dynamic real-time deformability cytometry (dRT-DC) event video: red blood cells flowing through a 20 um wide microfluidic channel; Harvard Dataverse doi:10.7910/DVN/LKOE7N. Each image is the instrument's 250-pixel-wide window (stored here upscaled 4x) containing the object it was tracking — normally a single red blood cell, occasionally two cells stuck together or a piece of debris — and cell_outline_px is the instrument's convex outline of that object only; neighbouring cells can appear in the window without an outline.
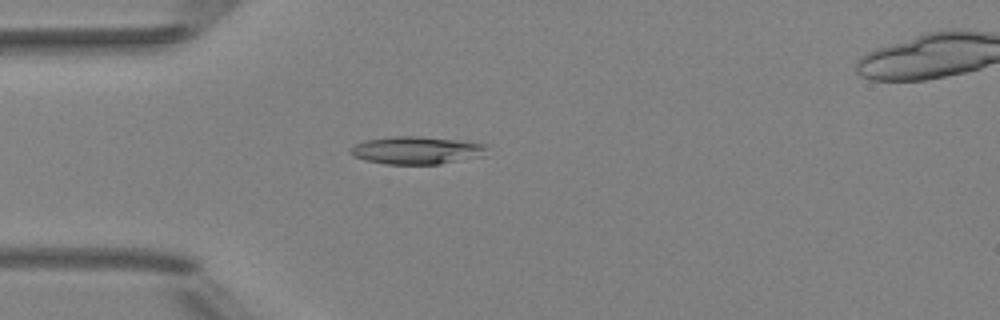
{"species": "Egyptian fruit bat (a non-hibernating species)", "species_latin": "Rousettus aegyptiacus", "temperature_condition": "room temperature", "stored_images_in_passage": 5, "camera_frame_rate_fps": 3000, "um_per_image_px": 0.085, "animal": {"sex": "female"}, "frame": {"image": 1, "passage_image": 4, "time_ms": 4.333, "image_size_px": [1000, 320], "cell_outline_px": [[488, 148], [484, 156], [440, 164], [384, 164], [364, 160], [348, 152], [356, 144], [364, 140], [396, 136], [420, 136], [456, 140], [488, 144]], "centroid_in_image_um": [35.45, 12.78], "position_along_channel_um": 49.6, "area_um2": 22.08}}